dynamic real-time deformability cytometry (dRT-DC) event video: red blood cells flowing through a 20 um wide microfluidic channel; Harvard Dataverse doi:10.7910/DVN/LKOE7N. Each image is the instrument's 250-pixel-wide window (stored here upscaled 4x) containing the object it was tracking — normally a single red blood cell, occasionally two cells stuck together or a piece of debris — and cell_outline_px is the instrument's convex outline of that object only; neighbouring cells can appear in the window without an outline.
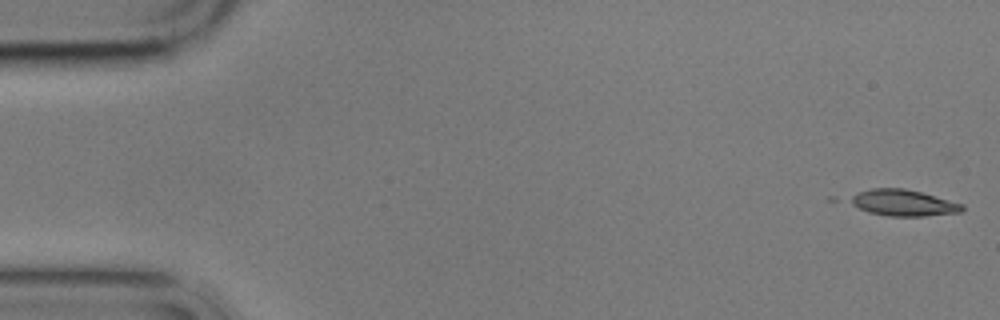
{"species": "common noctule bat (a hibernating species)", "species_latin": "Nyctalus noctula", "temperature_condition": "cold", "stored_images_in_passage": 5, "camera_frame_rate_fps": 3000, "um_per_image_px": 0.085, "animal": {"sex": "male", "body_mass_g": 17.9}, "frame": {"image": 1, "passage_image": 1, "time_ms": 0.0, "image_size_px": [1000, 320], "cell_outline_px": [[964, 208], [960, 212], [924, 216], [888, 216], [868, 212], [844, 200], [860, 192], [872, 188], [904, 188], [920, 192], [964, 204]], "centroid_in_image_um": [76.75, 17.24], "position_along_channel_um": 8.3, "area_um2": 17.05}}